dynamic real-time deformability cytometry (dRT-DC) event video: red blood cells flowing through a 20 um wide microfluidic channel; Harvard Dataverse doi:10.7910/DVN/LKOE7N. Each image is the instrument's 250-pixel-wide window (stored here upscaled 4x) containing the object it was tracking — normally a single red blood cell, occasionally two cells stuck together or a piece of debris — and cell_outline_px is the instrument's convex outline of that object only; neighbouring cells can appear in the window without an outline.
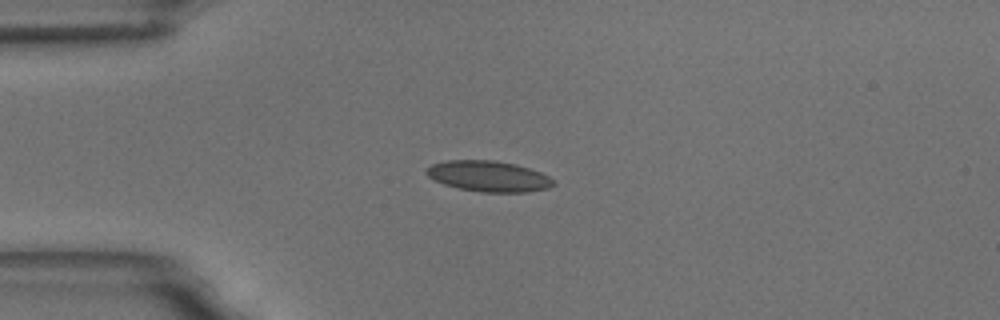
{"species": "common noctule bat (a hibernating species)", "species_latin": "Nyctalus noctula", "temperature_condition": "room temperature", "stored_images_in_passage": 5, "camera_frame_rate_fps": 3000, "um_per_image_px": 0.085, "animal": {"sex": "male", "body_mass_g": 18.8}, "frame": {"image": 1, "passage_image": 3, "time_ms": 2.333, "image_size_px": [1000, 320], "cell_outline_px": [[556, 184], [548, 188], [528, 192], [480, 192], [460, 188], [444, 184], [428, 176], [424, 172], [424, 168], [432, 164], [448, 160], [492, 160], [516, 164], [540, 172], [548, 176]], "centroid_in_image_um": [41.51, 14.98], "position_along_channel_um": 43.5, "area_um2": 22.72}}